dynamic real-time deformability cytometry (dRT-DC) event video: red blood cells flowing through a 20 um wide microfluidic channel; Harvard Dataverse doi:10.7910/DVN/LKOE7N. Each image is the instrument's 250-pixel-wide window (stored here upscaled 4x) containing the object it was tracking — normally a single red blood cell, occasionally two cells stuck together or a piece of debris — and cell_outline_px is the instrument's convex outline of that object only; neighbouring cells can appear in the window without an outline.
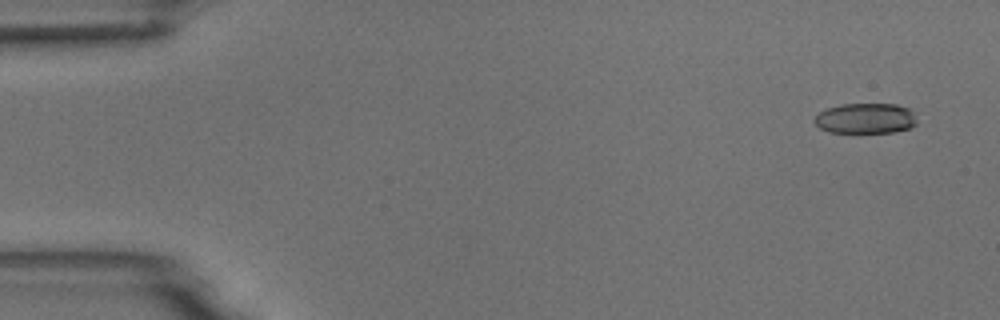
{"species": "common noctule bat (a hibernating species)", "species_latin": "Nyctalus noctula", "temperature_condition": "room temperature", "stored_images_in_passage": 4, "camera_frame_rate_fps": 3000, "um_per_image_px": 0.085, "animal": {"sex": "male", "body_mass_g": 18.8}, "frame": {"image": 1, "passage_image": 1, "time_ms": 0.0, "image_size_px": [1000, 320], "cell_outline_px": [[916, 124], [912, 128], [892, 132], [828, 132], [820, 128], [812, 120], [820, 112], [828, 108], [840, 104], [896, 104], [912, 108], [916, 120]], "centroid_in_image_um": [73.6, 10.05], "position_along_channel_um": 11.4, "area_um2": 18.26}}
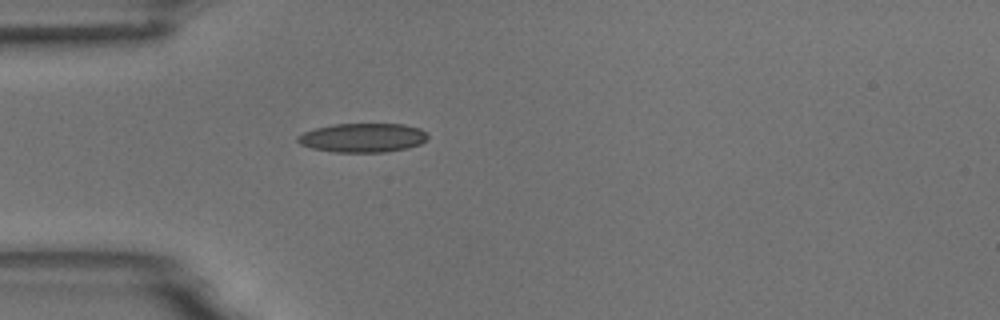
{"frame": {"image": 2, "passage_image": 4, "time_ms": 1.0, "image_size_px": [1000, 320], "cell_outline_px": [[428, 136], [420, 144], [408, 148], [384, 152], [336, 152], [312, 148], [300, 144], [296, 140], [296, 136], [304, 132], [316, 128], [332, 124], [404, 124], [420, 128], [428, 132]], "centroid_in_image_um": [30.84, 11.7], "position_along_channel_um": 54.2, "area_um2": 22.08}}